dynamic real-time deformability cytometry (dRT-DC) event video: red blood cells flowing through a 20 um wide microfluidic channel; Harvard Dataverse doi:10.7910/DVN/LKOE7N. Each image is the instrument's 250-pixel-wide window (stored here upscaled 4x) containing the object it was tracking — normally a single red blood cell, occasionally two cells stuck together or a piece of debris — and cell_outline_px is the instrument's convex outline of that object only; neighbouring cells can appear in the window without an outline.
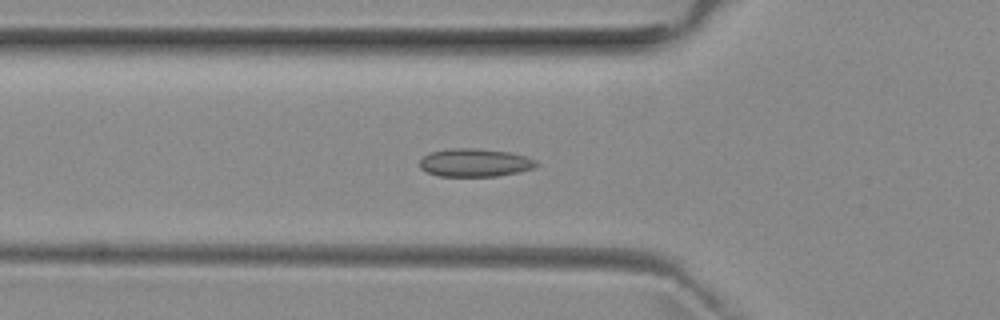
{"species": "common noctule bat (a hibernating species)", "species_latin": "Nyctalus noctula", "temperature_condition": "room temperature", "stored_images_in_passage": 35, "camera_frame_rate_fps": 3000, "um_per_image_px": 0.085, "animal": {"sex": "female", "body_mass_g": 29.2, "forearm_length_mm": 56.3}, "frame": {"image": 1, "passage_image": 11, "time_ms": 3.333, "image_size_px": [1000, 320], "cell_outline_px": [[536, 164], [532, 168], [516, 172], [496, 176], [440, 176], [428, 172], [420, 168], [420, 160], [428, 152], [448, 148], [476, 148], [508, 152], [524, 156], [536, 160]], "centroid_in_image_um": [40.3, 13.81], "position_along_channel_um": 85.5, "area_um2": 18.9}}
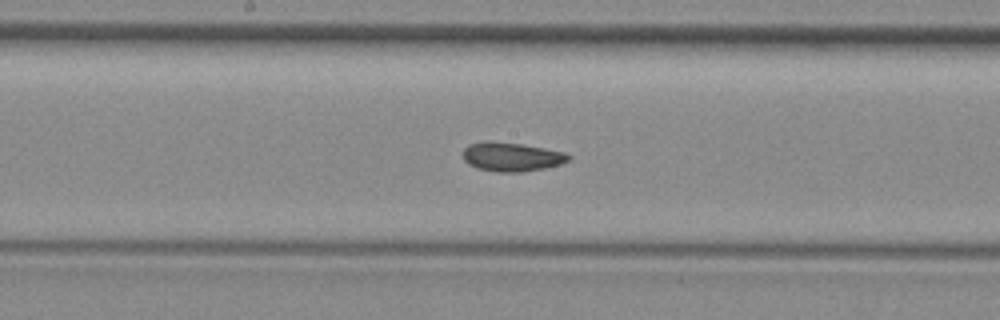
{"frame": {"image": 2, "passage_image": 20, "time_ms": 6.333, "image_size_px": [1000, 320], "cell_outline_px": [[572, 156], [568, 160], [560, 164], [544, 168], [520, 172], [496, 172], [476, 168], [468, 164], [464, 160], [464, 148], [468, 144], [484, 140], [488, 140], [520, 144], [544, 148], [564, 152]], "centroid_in_image_um": [43.44, 13.32], "position_along_channel_um": 204.8, "area_um2": 17.86}}
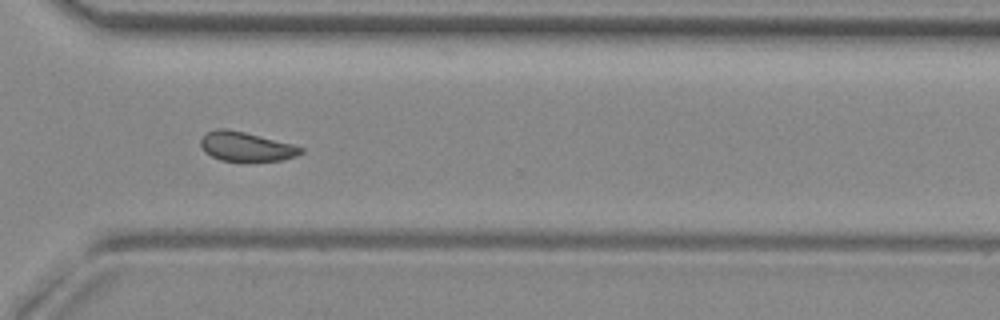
{"frame": {"image": 3, "passage_image": 31, "time_ms": 10.0, "image_size_px": [1000, 320], "cell_outline_px": [[304, 152], [296, 156], [280, 160], [220, 160], [204, 152], [200, 144], [200, 140], [204, 132], [216, 128], [224, 128], [244, 132], [292, 144], [304, 148]], "centroid_in_image_um": [20.87, 12.44], "position_along_channel_um": 349.7, "area_um2": 16.94}, "authors_computed_cell_mechanics": {"area_um2": 17.629, "velocity_mm_per_s": 3.9587, "shape_relaxation_time_tau1_ms": null, "shape_relaxation_time_tau2_ms": 2.222, "deformation_change_tau1": null, "deformation_change_tau2": 0.0633}}